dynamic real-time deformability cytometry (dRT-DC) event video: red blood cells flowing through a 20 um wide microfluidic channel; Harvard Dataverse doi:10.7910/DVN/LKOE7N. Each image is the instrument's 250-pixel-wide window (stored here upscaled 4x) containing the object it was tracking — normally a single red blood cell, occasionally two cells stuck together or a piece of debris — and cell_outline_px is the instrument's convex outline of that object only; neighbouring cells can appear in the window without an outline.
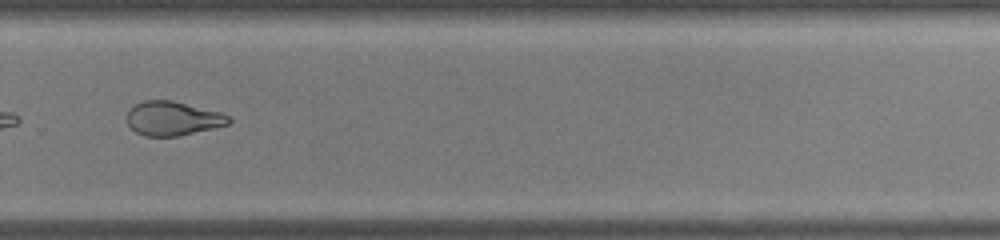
{"species": "common noctule bat (a hibernating species)", "species_latin": "Nyctalus noctula", "temperature_condition": "warm", "stored_images_in_passage": 35, "camera_frame_rate_fps": 3000, "um_per_image_px": 0.085, "animal": {"sex": "male", "body_mass_g": 19.0, "forearm_length_mm": 50.8}, "frame": {"image": 1, "passage_image": 25, "time_ms": 8.0, "image_size_px": [1000, 240], "cell_outline_px": [[232, 120], [228, 124], [180, 136], [144, 136], [136, 132], [128, 124], [128, 108], [144, 100], [172, 100], [220, 112], [228, 116]], "centroid_in_image_um": [14.67, 10.06], "position_along_channel_um": 315.1, "area_um2": 20.11}}